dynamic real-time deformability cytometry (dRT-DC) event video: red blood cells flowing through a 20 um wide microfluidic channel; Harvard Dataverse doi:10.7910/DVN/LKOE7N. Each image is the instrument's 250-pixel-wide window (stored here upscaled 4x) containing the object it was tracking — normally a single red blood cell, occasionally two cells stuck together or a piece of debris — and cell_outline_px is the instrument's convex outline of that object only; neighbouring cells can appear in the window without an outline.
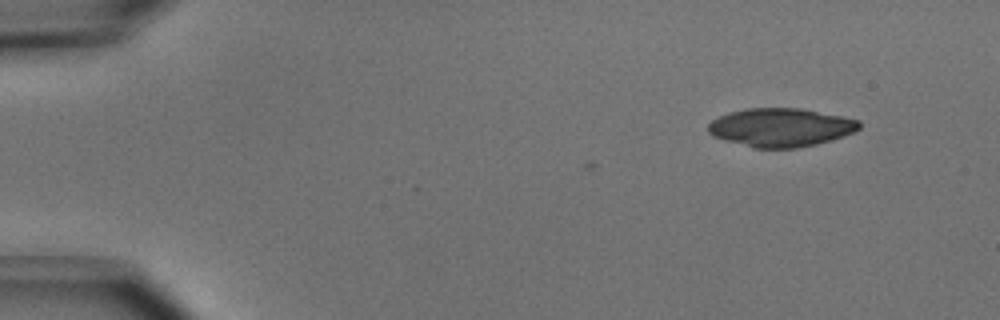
{"species": "common noctule bat (a hibernating species)", "species_latin": "Nyctalus noctula", "temperature_condition": "cold", "stored_images_in_passage": 3, "camera_frame_rate_fps": 3000, "um_per_image_px": 0.085, "animal": {"sex": "male", "body_mass_g": 15.6}, "frame": {"image": 1, "passage_image": 1, "time_ms": 0.0, "image_size_px": [1000, 320], "cell_outline_px": [[860, 128], [844, 136], [816, 144], [796, 148], [752, 148], [724, 140], [712, 136], [708, 132], [708, 124], [712, 120], [728, 112], [744, 108], [800, 108], [860, 120]], "centroid_in_image_um": [66.32, 10.83], "position_along_channel_um": 18.7, "area_um2": 33.93}}